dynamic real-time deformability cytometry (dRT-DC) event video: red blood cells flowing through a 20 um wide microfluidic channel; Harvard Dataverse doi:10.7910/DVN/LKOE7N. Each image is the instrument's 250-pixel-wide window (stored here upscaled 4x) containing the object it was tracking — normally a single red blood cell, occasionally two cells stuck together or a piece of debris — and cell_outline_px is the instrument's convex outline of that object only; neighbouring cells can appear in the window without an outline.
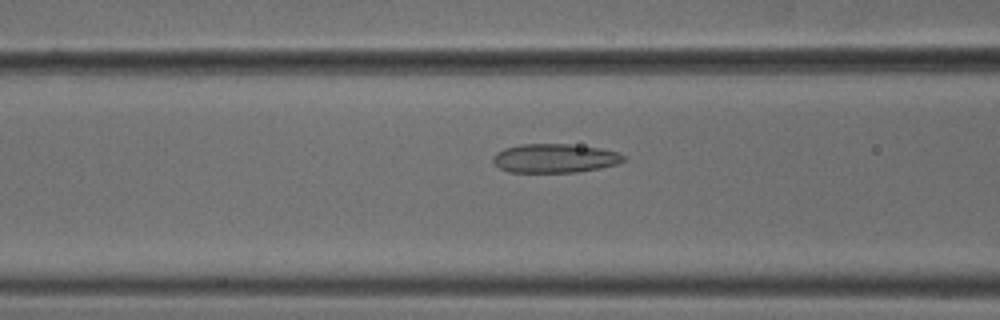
{"species": "common noctule bat (a hibernating species)", "species_latin": "Nyctalus noctula", "temperature_condition": "cold", "stored_images_in_passage": 53, "camera_frame_rate_fps": 3000, "um_per_image_px": 0.085, "animal": {"sex": "male", "body_mass_g": 18.8}, "frame": {"image": 1, "passage_image": 21, "time_ms": 6.667, "image_size_px": [1000, 320], "cell_outline_px": [[624, 160], [616, 164], [600, 168], [576, 172], [508, 172], [500, 168], [492, 160], [492, 156], [496, 152], [504, 148], [520, 144], [568, 144], [600, 148], [620, 152], [624, 156]], "centroid_in_image_um": [47.13, 13.45], "position_along_channel_um": 119.5, "area_um2": 22.02}}
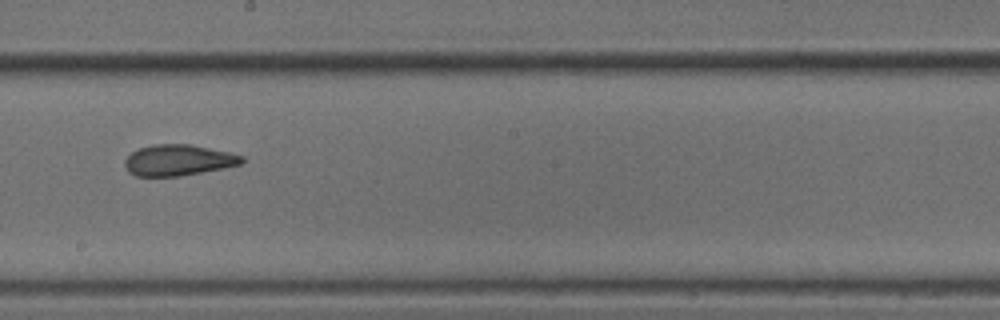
{"frame": {"image": 2, "passage_image": 30, "time_ms": 9.667, "image_size_px": [1000, 320], "cell_outline_px": [[244, 160], [240, 164], [224, 168], [180, 176], [136, 176], [128, 172], [124, 164], [124, 160], [132, 152], [140, 148], [152, 144], [192, 144], [232, 152], [244, 156]], "centroid_in_image_um": [15.18, 13.6], "position_along_channel_um": 233.0, "area_um2": 21.33}}
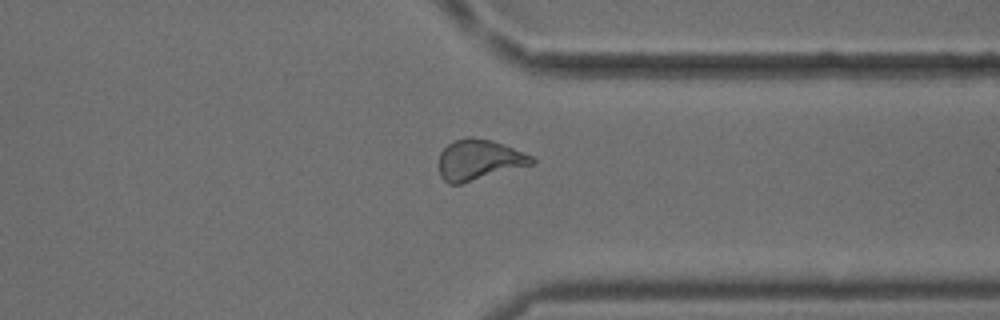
{"frame": {"image": 3, "passage_image": 41, "time_ms": 13.333, "image_size_px": [1000, 320], "cell_outline_px": [[536, 160], [532, 164], [460, 184], [448, 184], [440, 176], [440, 152], [448, 144], [456, 140], [468, 136], [472, 136], [492, 140], [532, 156]], "centroid_in_image_um": [40.69, 13.58], "position_along_channel_um": 370.7, "area_um2": 21.62}, "authors_computed_cell_mechanics": {"area_um2": 22.1952, "velocity_mm_per_s": 3.7815, "shape_relaxation_time_tau1_ms": null, "shape_relaxation_time_tau2_ms": 2.2123, "deformation_change_tau1": null, "deformation_change_tau2": 0.0953}}